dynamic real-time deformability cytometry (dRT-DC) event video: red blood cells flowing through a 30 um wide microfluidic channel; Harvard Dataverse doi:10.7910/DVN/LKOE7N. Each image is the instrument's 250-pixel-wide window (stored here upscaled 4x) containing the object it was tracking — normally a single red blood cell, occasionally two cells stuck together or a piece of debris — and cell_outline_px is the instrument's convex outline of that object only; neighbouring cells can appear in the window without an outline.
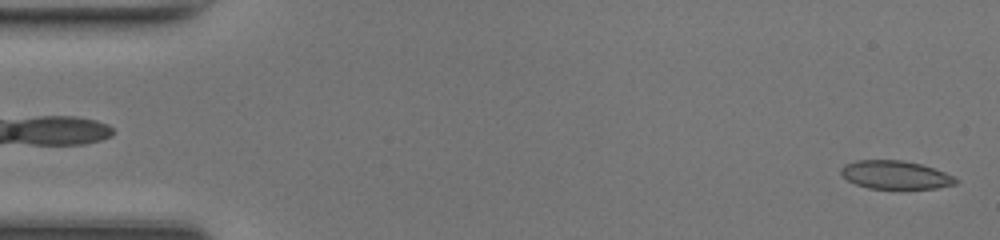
{"species": "common noctule bat (a hibernating species)", "species_latin": "Nyctalus noctula", "temperature_condition": "room temperature", "stored_images_in_passage": 49, "camera_frame_rate_fps": 3000, "um_per_image_px": 0.085, "animal": {"sex": "female", "body_mass_g": 17.0, "forearm_length_mm": 48.0}, "frame": {"image": 1, "passage_image": 2, "time_ms": 0.333, "image_size_px": [1000, 240], "cell_outline_px": [[956, 184], [936, 188], [868, 188], [856, 184], [848, 180], [840, 172], [840, 168], [844, 164], [856, 160], [900, 160], [920, 164], [944, 172], [952, 176], [956, 180]], "centroid_in_image_um": [76.06, 14.86], "position_along_channel_um": 8.9, "area_um2": 18.61}}
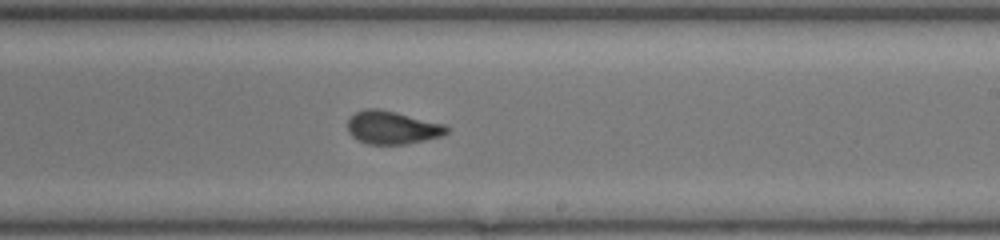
{"frame": {"image": 2, "passage_image": 29, "time_ms": 9.333, "image_size_px": [1000, 240], "cell_outline_px": [[448, 132], [440, 136], [408, 144], [368, 144], [352, 136], [348, 132], [348, 120], [356, 112], [368, 108], [376, 108], [396, 112], [444, 124], [448, 128]], "centroid_in_image_um": [33.33, 10.84], "position_along_channel_um": 255.7, "area_um2": 18.84}}
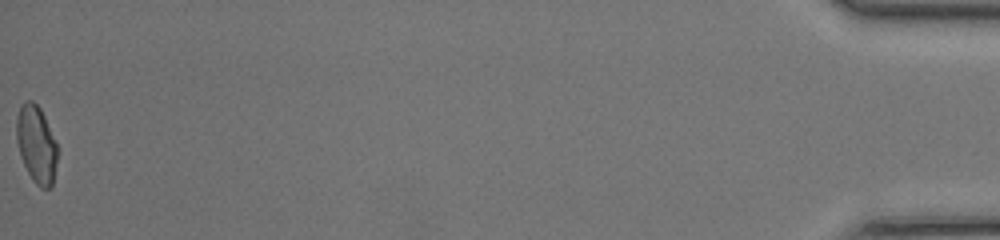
{"frame": {"image": 3, "passage_image": 49, "time_ms": 16.0, "image_size_px": [1000, 240], "cell_outline_px": [[56, 164], [52, 184], [48, 188], [40, 188], [32, 180], [20, 156], [16, 140], [16, 120], [20, 108], [28, 100], [32, 100], [40, 108], [44, 116], [56, 144]], "centroid_in_image_um": [3.07, 12.28], "position_along_channel_um": 432.1, "area_um2": 18.03}, "authors_computed_cell_mechanics": {"area_um2": 19.0162, "velocity_mm_per_s": 4.2867, "shape_relaxation_time_tau1_ms": 9.4736, "shape_relaxation_time_tau2_ms": 0.5833, "deformation_change_tau1": 0.2332, "deformation_change_tau2": 0.0362}}